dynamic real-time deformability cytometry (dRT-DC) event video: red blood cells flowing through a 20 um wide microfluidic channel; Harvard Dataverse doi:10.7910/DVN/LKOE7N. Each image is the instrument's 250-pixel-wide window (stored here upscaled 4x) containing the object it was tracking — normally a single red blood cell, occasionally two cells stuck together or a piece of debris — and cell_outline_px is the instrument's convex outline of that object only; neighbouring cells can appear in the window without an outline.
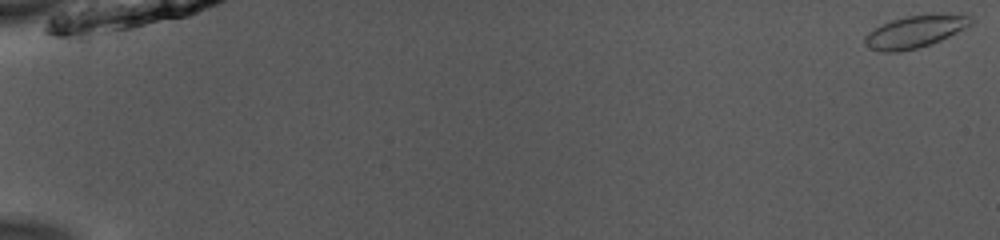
{"species": "common noctule bat (a hibernating species)", "species_latin": "Nyctalus noctula", "temperature_condition": "room temperature", "stored_images_in_passage": 18, "camera_frame_rate_fps": 3000, "um_per_image_px": 0.085, "animal": {"sex": "male", "body_mass_g": 13.0, "forearm_length_mm": 53.1}, "frame": {"image": 1, "passage_image": 1, "time_ms": 0.0, "image_size_px": [1000, 240], "cell_outline_px": [[976, 20], [972, 24], [940, 40], [916, 48], [900, 52], [884, 52], [872, 48], [864, 44], [864, 36], [868, 32], [892, 20], [908, 16], [928, 12], [972, 16]], "centroid_in_image_um": [77.81, 2.66], "position_along_channel_um": 7.2, "area_um2": 19.88}}